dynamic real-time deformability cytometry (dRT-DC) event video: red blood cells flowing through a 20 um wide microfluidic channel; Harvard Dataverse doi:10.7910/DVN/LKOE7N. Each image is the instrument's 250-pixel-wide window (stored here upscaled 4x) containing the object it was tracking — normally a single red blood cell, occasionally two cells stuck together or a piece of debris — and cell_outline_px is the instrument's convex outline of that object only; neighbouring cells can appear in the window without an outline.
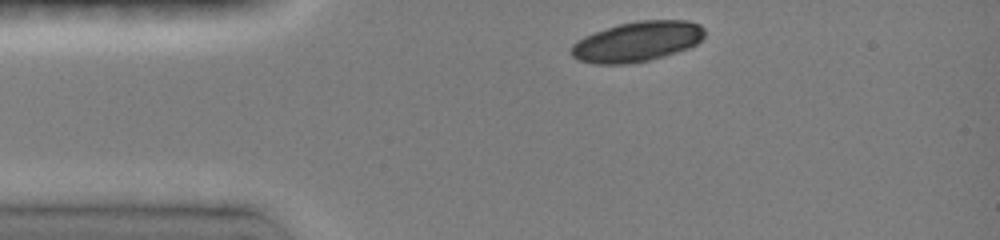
{"species": "common noctule bat (a hibernating species)", "species_latin": "Nyctalus noctula", "temperature_condition": "room temperature", "stored_images_in_passage": 4, "camera_frame_rate_fps": 3000, "um_per_image_px": 0.085, "animal": {"sex": "female", "body_mass_g": 19.0, "forearm_length_mm": 51.5}, "frame": {"image": 1, "passage_image": 1, "time_ms": 0.0, "image_size_px": [1000, 240], "cell_outline_px": [[704, 36], [696, 44], [688, 48], [664, 56], [648, 60], [628, 64], [592, 64], [580, 60], [572, 56], [572, 44], [576, 40], [584, 36], [620, 24], [640, 20], [688, 20], [700, 24], [704, 28]], "centroid_in_image_um": [54.17, 3.53], "position_along_channel_um": 30.8, "area_um2": 31.04}}